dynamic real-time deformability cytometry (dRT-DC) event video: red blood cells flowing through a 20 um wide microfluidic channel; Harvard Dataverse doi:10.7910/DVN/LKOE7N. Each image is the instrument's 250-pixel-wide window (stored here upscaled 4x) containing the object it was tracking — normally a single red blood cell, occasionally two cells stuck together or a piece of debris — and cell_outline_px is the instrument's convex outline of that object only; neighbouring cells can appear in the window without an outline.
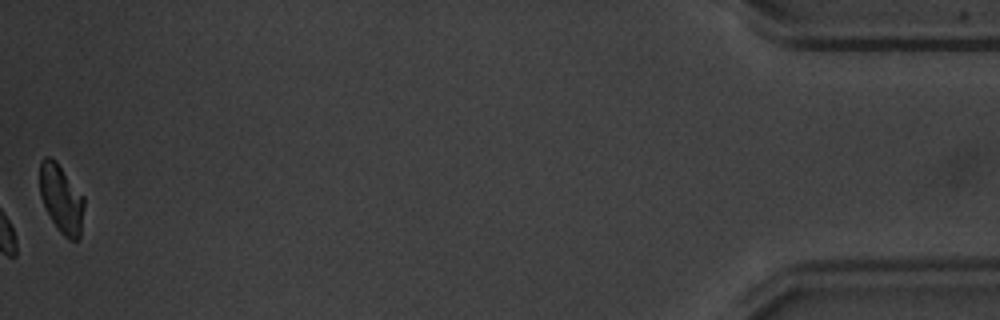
{"species": "common noctule bat (a hibernating species)", "species_latin": "Nyctalus noctula", "temperature_condition": "warm", "stored_images_in_passage": 47, "camera_frame_rate_fps": 3000, "um_per_image_px": 0.085, "animal": {"sex": "male", "body_mass_g": 20.1, "forearm_length_mm": 53.5}, "frame": {"image": 1, "passage_image": 47, "time_ms": 15.333, "image_size_px": [1000, 320], "cell_outline_px": [[84, 204], [80, 236], [76, 240], [68, 240], [56, 228], [40, 196], [40, 160], [44, 156], [48, 156], [60, 168], [84, 196]], "centroid_in_image_um": [5.21, 16.94], "position_along_channel_um": 430.0, "area_um2": 17.22}}